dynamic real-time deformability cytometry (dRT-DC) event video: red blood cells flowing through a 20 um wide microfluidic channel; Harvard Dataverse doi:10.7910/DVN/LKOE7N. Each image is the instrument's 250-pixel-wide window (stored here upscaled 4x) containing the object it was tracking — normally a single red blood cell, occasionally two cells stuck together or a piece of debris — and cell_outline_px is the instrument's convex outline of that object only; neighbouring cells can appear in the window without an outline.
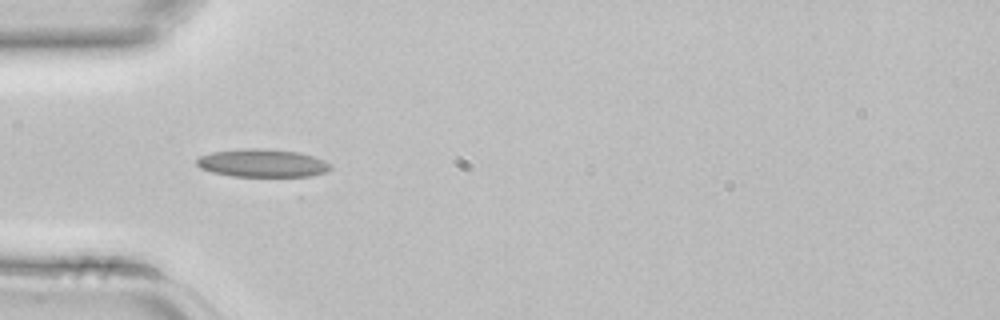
{"species": "common noctule bat (a hibernating species)", "species_latin": "Nyctalus noctula", "temperature_condition": "room temperature", "stored_images_in_passage": 31, "camera_frame_rate_fps": 3000, "um_per_image_px": 0.085, "animal": {"sex": "female", "body_mass_g": 22.7, "forearm_length_mm": 54.2}, "frame": {"image": 1, "passage_image": 1, "time_ms": 0.0, "image_size_px": [1000, 320], "cell_outline_px": [[332, 168], [324, 172], [300, 180], [232, 176], [212, 172], [200, 168], [196, 164], [196, 160], [200, 156], [212, 152], [236, 148], [264, 148], [300, 152], [324, 160], [332, 164]], "centroid_in_image_um": [22.37, 13.91], "position_along_channel_um": 62.6, "area_um2": 23.18}}
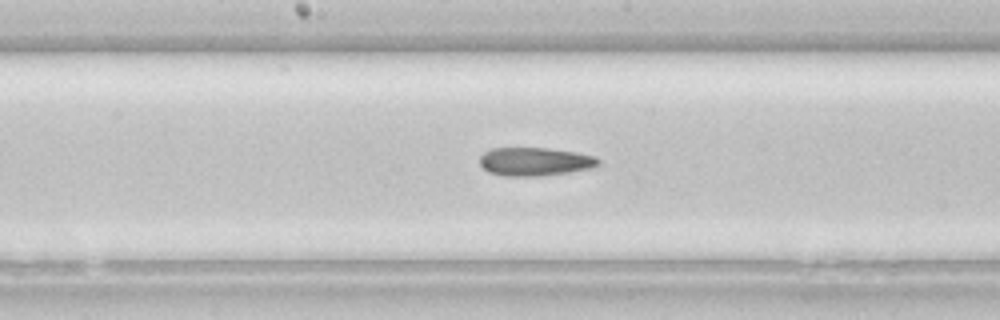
{"frame": {"image": 2, "passage_image": 10, "time_ms": 3.0, "image_size_px": [1000, 320], "cell_outline_px": [[600, 164], [592, 168], [568, 172], [540, 176], [504, 176], [488, 172], [480, 164], [480, 156], [484, 152], [492, 148], [548, 148], [576, 152], [596, 156], [600, 160]], "centroid_in_image_um": [45.48, 13.73], "position_along_channel_um": 202.7, "area_um2": 19.71}}